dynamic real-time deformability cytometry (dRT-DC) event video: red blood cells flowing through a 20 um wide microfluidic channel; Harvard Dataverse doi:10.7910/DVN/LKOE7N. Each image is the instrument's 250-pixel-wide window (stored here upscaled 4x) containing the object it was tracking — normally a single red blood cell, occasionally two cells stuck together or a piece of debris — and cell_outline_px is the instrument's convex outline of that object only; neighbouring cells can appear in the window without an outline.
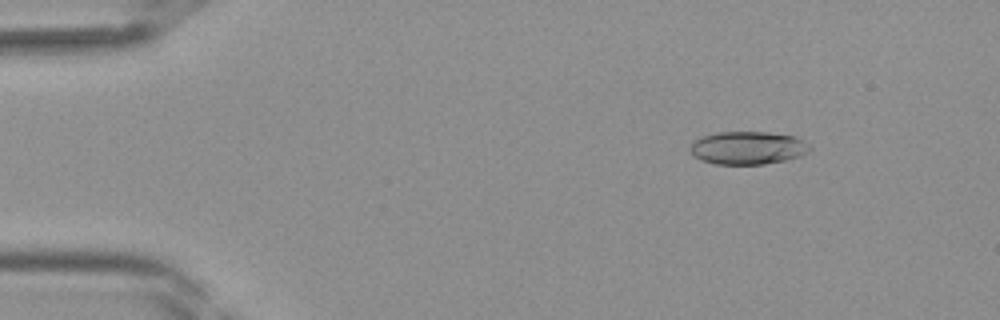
{"species": "Egyptian fruit bat (a non-hibernating species)", "species_latin": "Rousettus aegyptiacus", "temperature_condition": "room temperature", "stored_images_in_passage": 42, "segment_of_instrument_passage": [1, 2], "camera_frame_rate_fps": 3000, "um_per_image_px": 0.085, "frame": {"image": 1, "passage_image": 6, "time_ms": 1.667, "image_size_px": [1000, 320], "cell_outline_px": [[812, 148], [808, 152], [800, 156], [788, 160], [764, 164], [716, 164], [700, 160], [692, 156], [688, 148], [696, 140], [704, 136], [716, 132], [768, 132], [796, 136], [808, 144]], "centroid_in_image_um": [63.57, 12.57], "position_along_channel_um": 21.4, "area_um2": 23.18}}
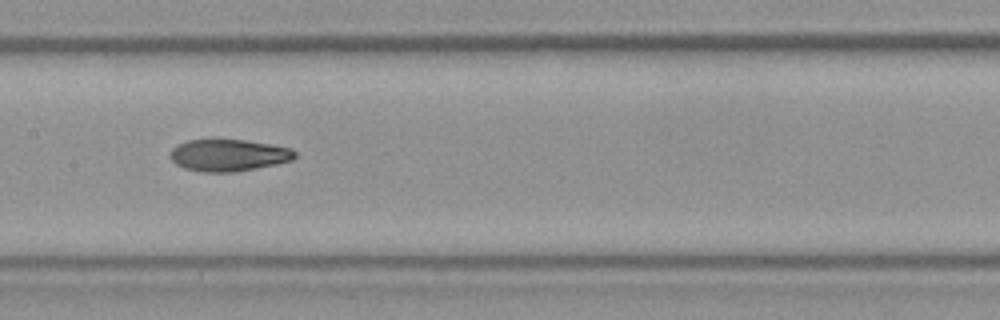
{"frame": {"image": 2, "passage_image": 21, "time_ms": 6.667, "image_size_px": [1000, 320], "cell_outline_px": [[296, 156], [292, 160], [276, 164], [256, 168], [232, 172], [200, 172], [184, 168], [176, 164], [172, 160], [172, 148], [176, 144], [188, 140], [244, 140], [292, 148], [296, 152]], "centroid_in_image_um": [19.43, 13.2], "position_along_channel_um": 188.0, "area_um2": 23.0}}
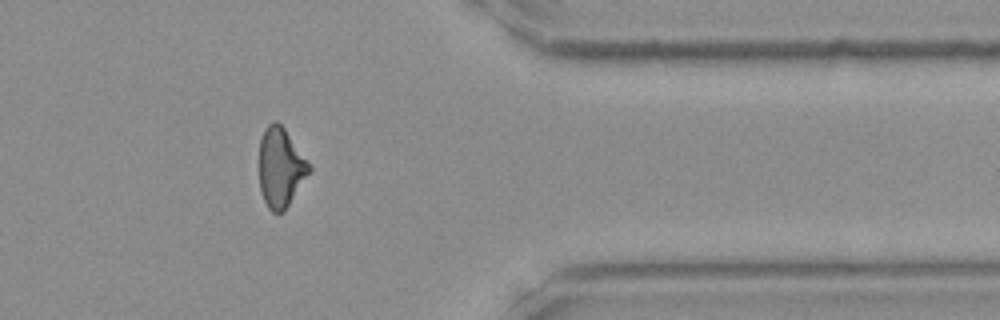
{"frame": {"image": 3, "passage_image": 34, "time_ms": 11.0, "image_size_px": [1000, 320], "cell_outline_px": [[312, 172], [284, 212], [272, 212], [268, 208], [260, 192], [260, 140], [264, 128], [272, 120], [276, 120], [284, 128], [312, 168]], "centroid_in_image_um": [23.86, 14.26], "position_along_channel_um": 387.5, "area_um2": 23.24}}